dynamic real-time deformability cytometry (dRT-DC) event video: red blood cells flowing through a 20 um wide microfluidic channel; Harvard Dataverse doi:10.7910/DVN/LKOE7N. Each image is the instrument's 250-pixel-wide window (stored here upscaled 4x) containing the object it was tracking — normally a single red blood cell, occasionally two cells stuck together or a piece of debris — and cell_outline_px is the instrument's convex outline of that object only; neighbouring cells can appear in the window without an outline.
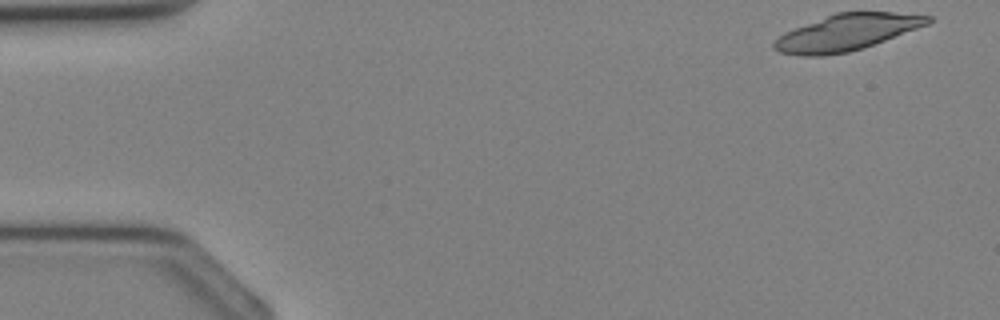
{"species": "Egyptian fruit bat (a non-hibernating species)", "species_latin": "Rousettus aegyptiacus", "temperature_condition": "cold", "stored_images_in_passage": 12, "camera_frame_rate_fps": 3000, "um_per_image_px": 0.085, "animal": {"sex": "female"}, "frame": {"image": 1, "passage_image": 1, "time_ms": 0.0, "image_size_px": [1000, 320], "cell_outline_px": [[932, 20], [928, 24], [884, 40], [848, 52], [820, 56], [800, 56], [780, 52], [772, 48], [772, 44], [784, 32], [836, 12], [892, 12], [932, 16]], "centroid_in_image_um": [71.94, 2.75], "position_along_channel_um": 13.1, "area_um2": 32.02}}
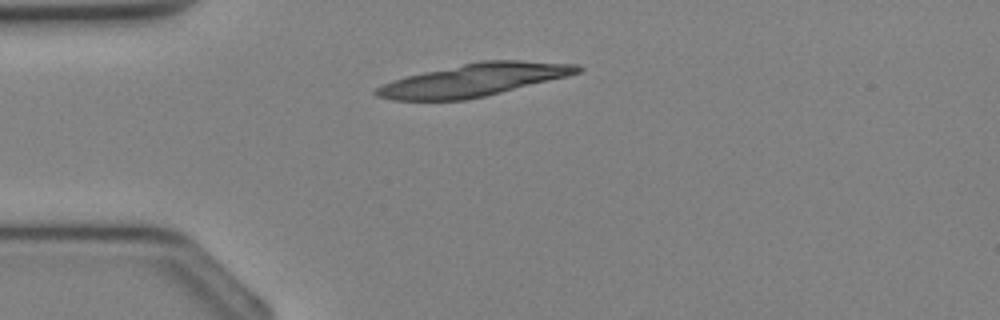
{"frame": {"image": 2, "passage_image": 8, "time_ms": 2.333, "image_size_px": [1000, 320], "cell_outline_px": [[584, 68], [580, 72], [568, 76], [484, 96], [464, 100], [392, 100], [376, 96], [372, 92], [376, 88], [392, 80], [424, 72], [480, 60], [520, 60], [580, 64]], "centroid_in_image_um": [40.3, 6.79], "position_along_channel_um": 44.7, "area_um2": 38.15}}